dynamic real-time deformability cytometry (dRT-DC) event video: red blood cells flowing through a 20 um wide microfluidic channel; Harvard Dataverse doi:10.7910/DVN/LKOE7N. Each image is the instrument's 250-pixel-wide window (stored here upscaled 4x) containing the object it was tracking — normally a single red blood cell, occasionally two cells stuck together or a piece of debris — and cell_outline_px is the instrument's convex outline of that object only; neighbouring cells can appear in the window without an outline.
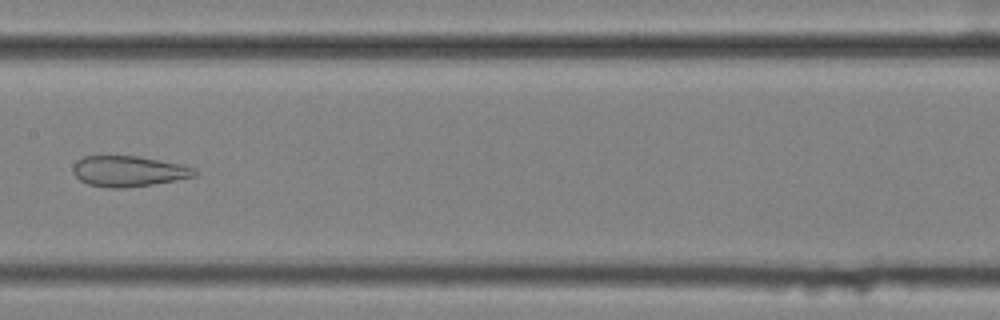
{"species": "common noctule bat (a hibernating species)", "species_latin": "Nyctalus noctula", "temperature_condition": "cold", "stored_images_in_passage": 10, "camera_frame_rate_fps": 3000, "um_per_image_px": 0.085, "animal": {"sex": "female", "body_mass_g": 25.1}, "frame": {"image": 1, "passage_image": 7, "time_ms": 2.0, "image_size_px": [1000, 320], "cell_outline_px": [[196, 176], [176, 180], [152, 184], [124, 188], [108, 188], [88, 184], [80, 180], [72, 172], [72, 168], [76, 160], [84, 156], [136, 156], [180, 164], [192, 168], [196, 172]], "centroid_in_image_um": [10.87, 14.56], "position_along_channel_um": 196.5, "area_um2": 21.56}}
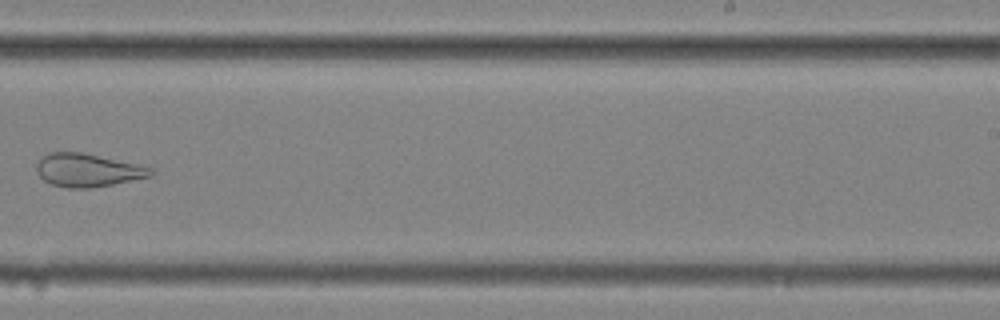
{"frame": {"image": 2, "passage_image": 9, "time_ms": 2.667, "image_size_px": [1000, 320], "cell_outline_px": [[156, 172], [152, 176], [112, 184], [88, 188], [68, 188], [52, 184], [44, 180], [36, 172], [36, 164], [40, 156], [48, 152], [80, 152], [136, 164], [152, 168]], "centroid_in_image_um": [7.41, 14.46], "position_along_channel_um": 281.6, "area_um2": 21.96}}